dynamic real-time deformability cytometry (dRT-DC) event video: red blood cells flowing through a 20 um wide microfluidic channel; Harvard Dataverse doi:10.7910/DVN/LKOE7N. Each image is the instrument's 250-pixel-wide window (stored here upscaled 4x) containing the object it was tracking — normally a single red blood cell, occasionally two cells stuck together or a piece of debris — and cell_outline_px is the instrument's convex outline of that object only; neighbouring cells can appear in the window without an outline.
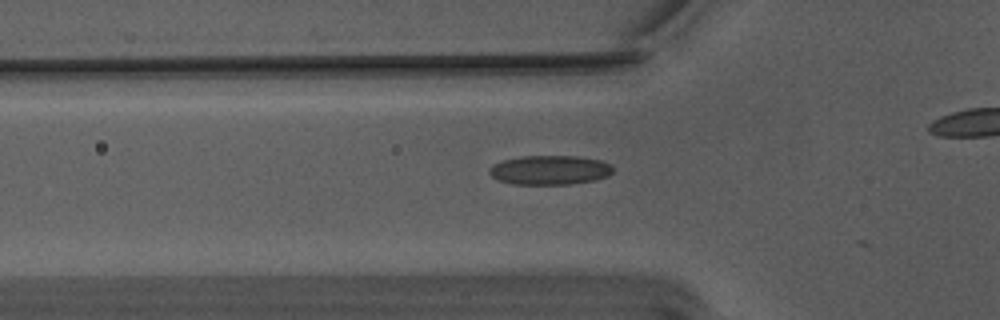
{"species": "Egyptian fruit bat (a non-hibernating species)", "species_latin": "Rousettus aegyptiacus", "temperature_condition": "warm", "stored_images_in_passage": 8, "camera_frame_rate_fps": 3000, "um_per_image_px": 0.085, "animal": {"sex": "male"}, "frame": {"image": 1, "passage_image": 3, "time_ms": 0.667, "image_size_px": [1000, 320], "cell_outline_px": [[612, 172], [608, 176], [596, 180], [568, 184], [512, 184], [500, 180], [492, 176], [488, 172], [488, 168], [492, 164], [504, 160], [520, 156], [576, 156], [600, 160], [612, 164]], "centroid_in_image_um": [46.73, 14.45], "position_along_channel_um": 79.1, "area_um2": 21.15}}